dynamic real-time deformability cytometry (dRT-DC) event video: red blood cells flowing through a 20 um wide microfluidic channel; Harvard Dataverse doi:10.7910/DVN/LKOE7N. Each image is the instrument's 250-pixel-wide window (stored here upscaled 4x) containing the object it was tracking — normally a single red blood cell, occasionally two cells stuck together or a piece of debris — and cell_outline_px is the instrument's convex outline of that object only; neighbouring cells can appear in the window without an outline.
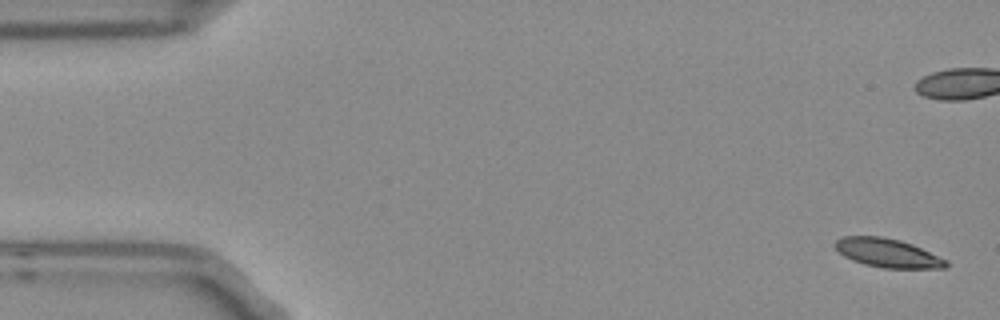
{"species": "Egyptian fruit bat (a non-hibernating species)", "species_latin": "Rousettus aegyptiacus", "temperature_condition": "room temperature", "stored_images_in_passage": 6, "camera_frame_rate_fps": 3000, "um_per_image_px": 0.085, "frame": {"image": 1, "passage_image": 1, "time_ms": 0.0, "image_size_px": [1000, 320], "cell_outline_px": [[948, 264], [944, 268], [884, 268], [864, 264], [852, 260], [844, 256], [832, 244], [836, 240], [844, 236], [880, 236], [900, 240], [912, 244], [948, 260]], "centroid_in_image_um": [75.43, 21.5], "position_along_channel_um": 9.6, "area_um2": 18.55}}
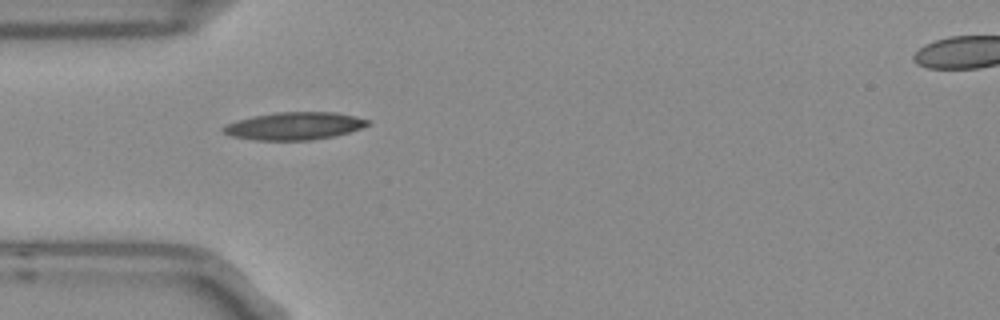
{"frame": {"image": 2, "passage_image": 5, "time_ms": 1.333, "image_size_px": [1000, 320], "cell_outline_px": [[372, 124], [336, 136], [312, 140], [256, 140], [232, 136], [224, 132], [220, 128], [236, 120], [252, 116], [276, 112], [336, 112], [356, 116], [368, 120]], "centroid_in_image_um": [25.04, 10.7], "position_along_channel_um": 60.0, "area_um2": 23.29}}
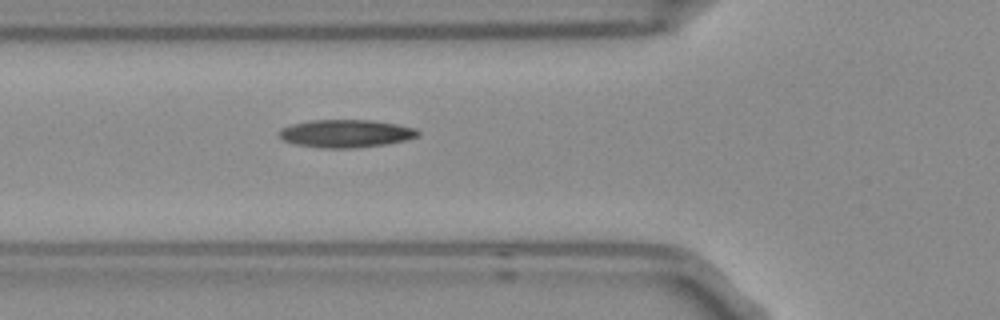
{"frame": {"image": 3, "passage_image": 6, "time_ms": 1.667, "image_size_px": [1000, 320], "cell_outline_px": [[420, 136], [408, 140], [388, 144], [356, 148], [324, 148], [296, 144], [284, 140], [276, 132], [280, 128], [292, 124], [308, 120], [376, 120], [416, 128], [420, 132]], "centroid_in_image_um": [29.43, 11.34], "position_along_channel_um": 96.4, "area_um2": 22.83}}